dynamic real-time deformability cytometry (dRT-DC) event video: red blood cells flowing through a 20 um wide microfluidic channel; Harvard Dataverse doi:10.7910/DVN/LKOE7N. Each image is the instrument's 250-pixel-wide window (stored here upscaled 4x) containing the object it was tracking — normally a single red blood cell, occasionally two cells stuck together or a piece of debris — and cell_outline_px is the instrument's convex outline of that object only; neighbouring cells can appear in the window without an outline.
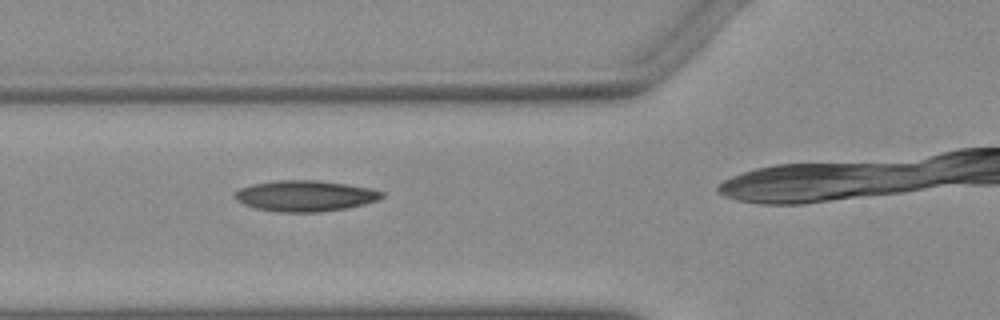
{"species": "Egyptian fruit bat (a non-hibernating species)", "species_latin": "Rousettus aegyptiacus", "temperature_condition": "warm", "stored_images_in_passage": 34, "camera_frame_rate_fps": 3000, "um_per_image_px": 0.085, "animal": {"sex": "female"}, "frame": {"image": 1, "passage_image": 11, "time_ms": 3.333, "image_size_px": [1000, 320], "cell_outline_px": [[384, 196], [380, 200], [348, 208], [320, 212], [280, 212], [256, 208], [244, 204], [236, 200], [232, 196], [240, 188], [252, 184], [276, 180], [320, 180], [348, 184], [372, 188], [384, 192]], "centroid_in_image_um": [25.97, 16.64], "position_along_channel_um": 99.8, "area_um2": 26.76}}
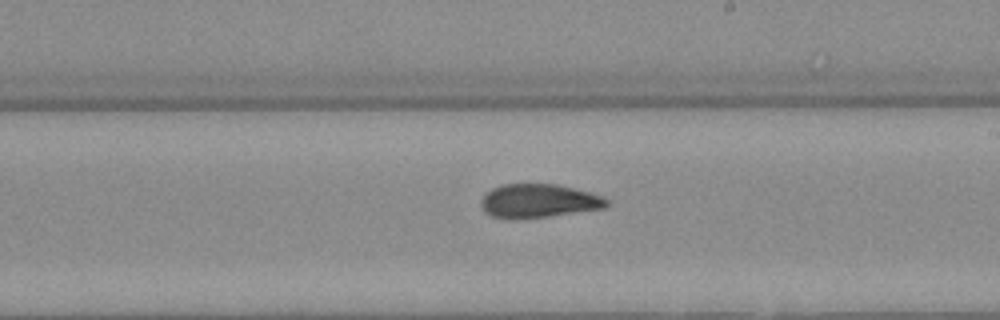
{"frame": {"image": 2, "passage_image": 22, "time_ms": 7.0, "image_size_px": [1000, 320], "cell_outline_px": [[608, 204], [604, 208], [548, 216], [516, 220], [512, 220], [492, 216], [484, 212], [480, 204], [484, 196], [492, 188], [504, 184], [556, 184], [588, 192], [600, 196], [608, 200]], "centroid_in_image_um": [45.73, 17.09], "position_along_channel_um": 243.3, "area_um2": 24.51}}
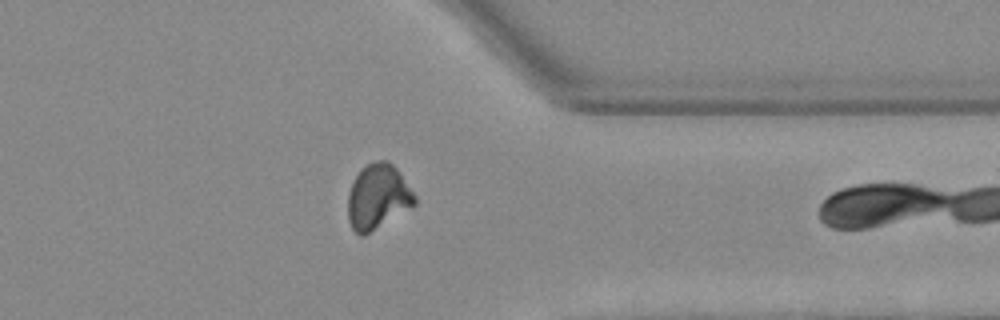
{"frame": {"image": 3, "passage_image": 33, "time_ms": 10.667, "image_size_px": [1000, 320], "cell_outline_px": [[416, 204], [364, 236], [360, 236], [352, 228], [348, 220], [348, 192], [352, 180], [360, 168], [376, 160], [388, 160], [400, 172], [416, 196]], "centroid_in_image_um": [32.09, 16.71], "position_along_channel_um": 379.3, "area_um2": 25.43}}